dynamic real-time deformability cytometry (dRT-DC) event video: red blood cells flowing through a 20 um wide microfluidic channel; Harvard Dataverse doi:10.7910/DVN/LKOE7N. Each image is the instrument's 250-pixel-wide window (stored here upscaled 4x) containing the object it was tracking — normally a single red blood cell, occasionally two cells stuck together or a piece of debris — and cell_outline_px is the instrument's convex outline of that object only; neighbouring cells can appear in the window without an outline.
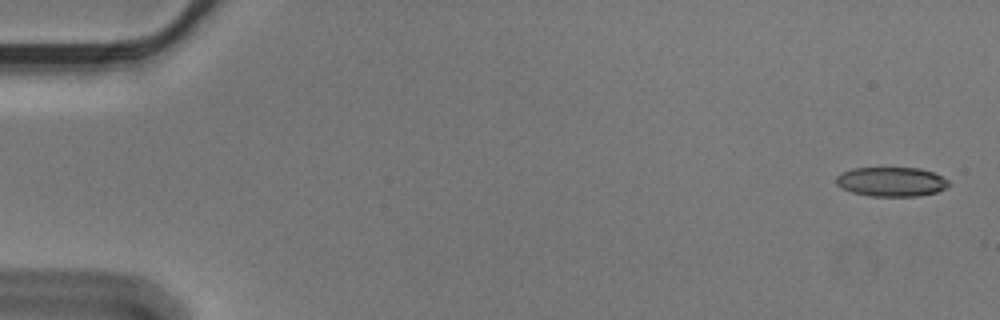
{"species": "Egyptian fruit bat (a non-hibernating species)", "species_latin": "Rousettus aegyptiacus", "temperature_condition": "cold", "stored_images_in_passage": 17, "camera_frame_rate_fps": 3000, "um_per_image_px": 0.085, "animal": {"sex": "male"}, "frame": {"image": 1, "passage_image": 2, "time_ms": 0.333, "image_size_px": [1000, 320], "cell_outline_px": [[948, 188], [936, 192], [920, 196], [868, 196], [852, 192], [836, 184], [836, 176], [840, 172], [852, 168], [920, 168], [932, 172], [948, 180]], "centroid_in_image_um": [75.75, 15.45], "position_along_channel_um": 9.2, "area_um2": 19.31}}
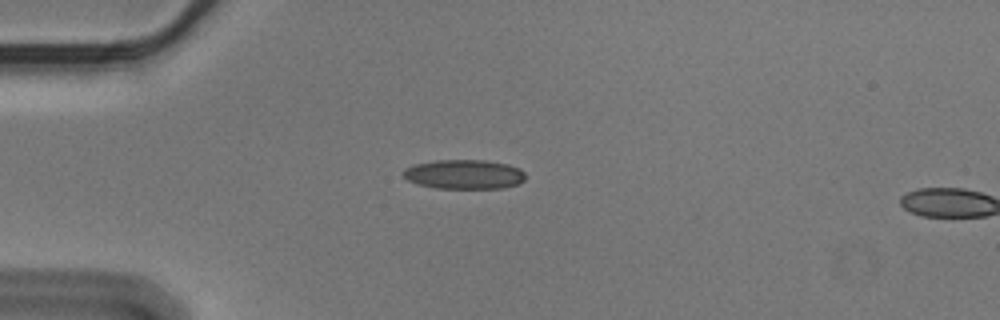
{"frame": {"image": 2, "passage_image": 15, "time_ms": 4.667, "image_size_px": [1000, 320], "cell_outline_px": [[524, 180], [520, 184], [504, 188], [436, 188], [416, 184], [408, 180], [400, 172], [404, 168], [416, 164], [436, 160], [488, 160], [508, 164], [520, 168], [524, 172]], "centroid_in_image_um": [39.46, 14.81], "position_along_channel_um": 45.5, "area_um2": 21.15}}